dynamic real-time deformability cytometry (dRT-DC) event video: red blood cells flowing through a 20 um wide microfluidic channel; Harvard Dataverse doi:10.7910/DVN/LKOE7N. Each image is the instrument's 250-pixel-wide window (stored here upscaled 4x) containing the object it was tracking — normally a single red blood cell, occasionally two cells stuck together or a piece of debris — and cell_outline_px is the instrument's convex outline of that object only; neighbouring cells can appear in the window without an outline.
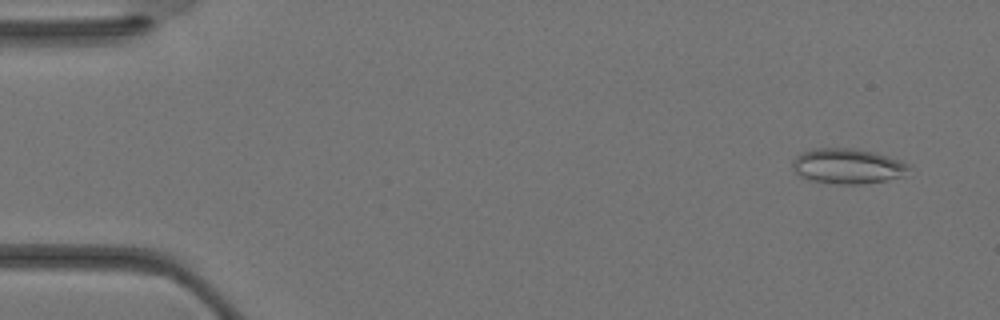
{"species": "Egyptian fruit bat (a non-hibernating species)", "species_latin": "Rousettus aegyptiacus", "temperature_condition": "warm", "stored_images_in_passage": 37, "camera_frame_rate_fps": 3000, "um_per_image_px": 0.085, "animal": {"sex": "female"}, "frame": {"image": 1, "passage_image": 3, "time_ms": 0.667, "image_size_px": [1000, 320], "cell_outline_px": [[912, 164], [904, 176], [864, 184], [836, 184], [812, 180], [800, 176], [792, 168], [792, 160], [800, 152], [816, 148], [856, 148], [888, 156]], "centroid_in_image_um": [72.05, 14.11], "position_along_channel_um": 13.0, "area_um2": 23.99}}
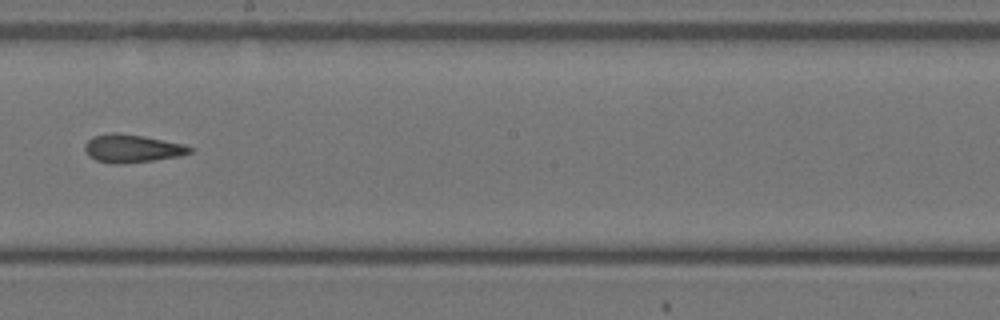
{"frame": {"image": 2, "passage_image": 21, "time_ms": 6.667, "image_size_px": [1000, 320], "cell_outline_px": [[192, 152], [180, 156], [152, 160], [116, 164], [112, 164], [96, 160], [88, 156], [84, 148], [84, 144], [92, 136], [112, 132], [116, 132], [144, 136], [184, 144], [192, 148]], "centroid_in_image_um": [11.19, 12.61], "position_along_channel_um": 237.0, "area_um2": 17.17}}
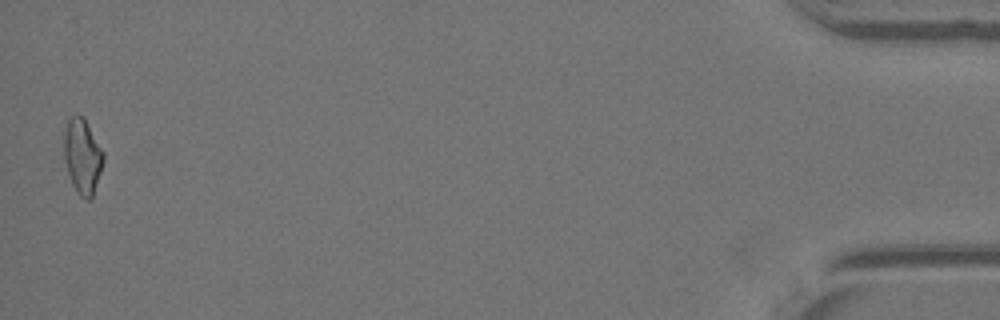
{"frame": {"image": 3, "passage_image": 36, "time_ms": 11.667, "image_size_px": [1000, 320], "cell_outline_px": [[104, 160], [92, 196], [88, 200], [84, 200], [76, 192], [72, 184], [64, 160], [64, 132], [68, 120], [76, 112], [84, 116], [104, 152]], "centroid_in_image_um": [7.0, 13.24], "position_along_channel_um": 428.2, "area_um2": 17.34}}